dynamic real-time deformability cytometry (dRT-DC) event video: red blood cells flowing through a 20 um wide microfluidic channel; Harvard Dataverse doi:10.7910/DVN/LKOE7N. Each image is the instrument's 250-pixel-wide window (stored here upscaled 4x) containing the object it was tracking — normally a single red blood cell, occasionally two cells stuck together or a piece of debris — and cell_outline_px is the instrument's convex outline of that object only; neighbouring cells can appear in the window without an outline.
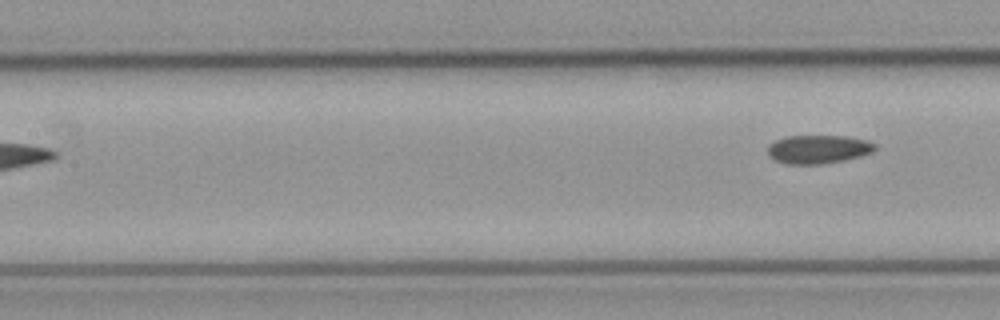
{"species": "common noctule bat (a hibernating species)", "species_latin": "Nyctalus noctula", "temperature_condition": "cold", "stored_images_in_passage": 4, "camera_frame_rate_fps": 3000, "um_per_image_px": 0.085, "animal": {"sex": "male", "body_mass_g": 23.1, "forearm_length_mm": 52.7}, "frame": {"image": 1, "passage_image": 4, "time_ms": 3.667, "image_size_px": [1000, 320], "cell_outline_px": [[876, 148], [872, 152], [860, 156], [844, 160], [824, 164], [784, 164], [768, 156], [768, 144], [776, 140], [788, 136], [848, 136], [868, 140], [876, 144]], "centroid_in_image_um": [69.55, 12.69], "position_along_channel_um": 137.8, "area_um2": 17.98}}